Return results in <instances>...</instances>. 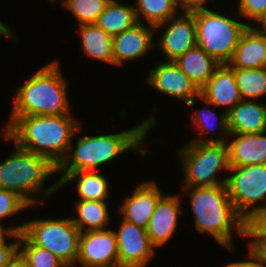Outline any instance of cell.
Wrapping results in <instances>:
<instances>
[{
    "mask_svg": "<svg viewBox=\"0 0 266 267\" xmlns=\"http://www.w3.org/2000/svg\"><path fill=\"white\" fill-rule=\"evenodd\" d=\"M156 111L158 110L153 108L149 117H145L140 124L138 123L127 130L112 134L79 135L76 138L73 136L66 157L57 167V173L98 171V168H103L102 166L114 161L122 153L124 154L130 150L146 158L151 152L148 148L141 146L145 144L144 140L149 137L148 134L151 129L156 128V125H158L155 117Z\"/></svg>",
    "mask_w": 266,
    "mask_h": 267,
    "instance_id": "6da1fadb",
    "label": "cell"
},
{
    "mask_svg": "<svg viewBox=\"0 0 266 267\" xmlns=\"http://www.w3.org/2000/svg\"><path fill=\"white\" fill-rule=\"evenodd\" d=\"M138 23L133 4L110 0L99 16L97 25L112 37Z\"/></svg>",
    "mask_w": 266,
    "mask_h": 267,
    "instance_id": "484cf974",
    "label": "cell"
},
{
    "mask_svg": "<svg viewBox=\"0 0 266 267\" xmlns=\"http://www.w3.org/2000/svg\"><path fill=\"white\" fill-rule=\"evenodd\" d=\"M114 231L119 267H146L156 255L146 229L121 218ZM118 229V230H117Z\"/></svg>",
    "mask_w": 266,
    "mask_h": 267,
    "instance_id": "8fae6325",
    "label": "cell"
},
{
    "mask_svg": "<svg viewBox=\"0 0 266 267\" xmlns=\"http://www.w3.org/2000/svg\"><path fill=\"white\" fill-rule=\"evenodd\" d=\"M7 238H10V240L13 241L10 242ZM19 239L20 233L11 232L2 242H0V267H5L18 252Z\"/></svg>",
    "mask_w": 266,
    "mask_h": 267,
    "instance_id": "836d02e7",
    "label": "cell"
},
{
    "mask_svg": "<svg viewBox=\"0 0 266 267\" xmlns=\"http://www.w3.org/2000/svg\"><path fill=\"white\" fill-rule=\"evenodd\" d=\"M63 7L77 20V26L96 24L110 0H61Z\"/></svg>",
    "mask_w": 266,
    "mask_h": 267,
    "instance_id": "f546056e",
    "label": "cell"
},
{
    "mask_svg": "<svg viewBox=\"0 0 266 267\" xmlns=\"http://www.w3.org/2000/svg\"><path fill=\"white\" fill-rule=\"evenodd\" d=\"M35 209L36 206H30L22 197L17 193L0 188V224L4 225L2 221L7 217L19 214L22 211H29Z\"/></svg>",
    "mask_w": 266,
    "mask_h": 267,
    "instance_id": "4dcf8cb0",
    "label": "cell"
},
{
    "mask_svg": "<svg viewBox=\"0 0 266 267\" xmlns=\"http://www.w3.org/2000/svg\"><path fill=\"white\" fill-rule=\"evenodd\" d=\"M0 19V36L3 38L6 37L7 39H11L12 41L18 42V39L14 32H12V28L10 26H7L5 23H3Z\"/></svg>",
    "mask_w": 266,
    "mask_h": 267,
    "instance_id": "ab89813d",
    "label": "cell"
},
{
    "mask_svg": "<svg viewBox=\"0 0 266 267\" xmlns=\"http://www.w3.org/2000/svg\"><path fill=\"white\" fill-rule=\"evenodd\" d=\"M200 95L217 109L227 113L242 100L233 70L227 64H221L200 90Z\"/></svg>",
    "mask_w": 266,
    "mask_h": 267,
    "instance_id": "e0dca14e",
    "label": "cell"
},
{
    "mask_svg": "<svg viewBox=\"0 0 266 267\" xmlns=\"http://www.w3.org/2000/svg\"><path fill=\"white\" fill-rule=\"evenodd\" d=\"M158 62L159 64L148 70L145 82L157 92L183 101L188 107H194L200 91L174 61Z\"/></svg>",
    "mask_w": 266,
    "mask_h": 267,
    "instance_id": "7c38bea8",
    "label": "cell"
},
{
    "mask_svg": "<svg viewBox=\"0 0 266 267\" xmlns=\"http://www.w3.org/2000/svg\"><path fill=\"white\" fill-rule=\"evenodd\" d=\"M177 153L182 166V187H205L227 183L230 165L226 143L188 141ZM220 172L228 174L219 179Z\"/></svg>",
    "mask_w": 266,
    "mask_h": 267,
    "instance_id": "8992f818",
    "label": "cell"
},
{
    "mask_svg": "<svg viewBox=\"0 0 266 267\" xmlns=\"http://www.w3.org/2000/svg\"><path fill=\"white\" fill-rule=\"evenodd\" d=\"M24 223L23 233L36 246L48 249L68 267L76 266L81 232L71 217L33 218Z\"/></svg>",
    "mask_w": 266,
    "mask_h": 267,
    "instance_id": "ba28073f",
    "label": "cell"
},
{
    "mask_svg": "<svg viewBox=\"0 0 266 267\" xmlns=\"http://www.w3.org/2000/svg\"><path fill=\"white\" fill-rule=\"evenodd\" d=\"M182 197L179 194L163 195L152 214L146 232L156 248L165 247L175 236L180 218L183 214Z\"/></svg>",
    "mask_w": 266,
    "mask_h": 267,
    "instance_id": "2e32d148",
    "label": "cell"
},
{
    "mask_svg": "<svg viewBox=\"0 0 266 267\" xmlns=\"http://www.w3.org/2000/svg\"><path fill=\"white\" fill-rule=\"evenodd\" d=\"M61 65L54 59L27 77L18 86L13 98L6 130L19 116H59L71 114L68 98V82L63 76Z\"/></svg>",
    "mask_w": 266,
    "mask_h": 267,
    "instance_id": "3957f363",
    "label": "cell"
},
{
    "mask_svg": "<svg viewBox=\"0 0 266 267\" xmlns=\"http://www.w3.org/2000/svg\"><path fill=\"white\" fill-rule=\"evenodd\" d=\"M227 65L231 69L266 68V37L248 26L242 33L233 57Z\"/></svg>",
    "mask_w": 266,
    "mask_h": 267,
    "instance_id": "7402d4cb",
    "label": "cell"
},
{
    "mask_svg": "<svg viewBox=\"0 0 266 267\" xmlns=\"http://www.w3.org/2000/svg\"><path fill=\"white\" fill-rule=\"evenodd\" d=\"M18 252L26 260L28 267H68L48 249L36 246L23 232L20 233Z\"/></svg>",
    "mask_w": 266,
    "mask_h": 267,
    "instance_id": "f1b7e54d",
    "label": "cell"
},
{
    "mask_svg": "<svg viewBox=\"0 0 266 267\" xmlns=\"http://www.w3.org/2000/svg\"><path fill=\"white\" fill-rule=\"evenodd\" d=\"M229 134L266 132V101L241 100L228 112Z\"/></svg>",
    "mask_w": 266,
    "mask_h": 267,
    "instance_id": "d6986e66",
    "label": "cell"
},
{
    "mask_svg": "<svg viewBox=\"0 0 266 267\" xmlns=\"http://www.w3.org/2000/svg\"><path fill=\"white\" fill-rule=\"evenodd\" d=\"M246 239H266V206L245 221Z\"/></svg>",
    "mask_w": 266,
    "mask_h": 267,
    "instance_id": "d6a6232c",
    "label": "cell"
},
{
    "mask_svg": "<svg viewBox=\"0 0 266 267\" xmlns=\"http://www.w3.org/2000/svg\"><path fill=\"white\" fill-rule=\"evenodd\" d=\"M57 174H60L57 179L59 190L76 181L74 186L79 200L107 201L111 194V184L105 175L100 174L99 170Z\"/></svg>",
    "mask_w": 266,
    "mask_h": 267,
    "instance_id": "44dd1931",
    "label": "cell"
},
{
    "mask_svg": "<svg viewBox=\"0 0 266 267\" xmlns=\"http://www.w3.org/2000/svg\"><path fill=\"white\" fill-rule=\"evenodd\" d=\"M119 267L117 242L114 231L90 230L80 234L76 266Z\"/></svg>",
    "mask_w": 266,
    "mask_h": 267,
    "instance_id": "4fadbf2b",
    "label": "cell"
},
{
    "mask_svg": "<svg viewBox=\"0 0 266 267\" xmlns=\"http://www.w3.org/2000/svg\"><path fill=\"white\" fill-rule=\"evenodd\" d=\"M243 100H257L266 96V68L232 69Z\"/></svg>",
    "mask_w": 266,
    "mask_h": 267,
    "instance_id": "83f0119b",
    "label": "cell"
},
{
    "mask_svg": "<svg viewBox=\"0 0 266 267\" xmlns=\"http://www.w3.org/2000/svg\"><path fill=\"white\" fill-rule=\"evenodd\" d=\"M74 205L76 213L70 217L81 233L109 228L112 215L107 201L76 200Z\"/></svg>",
    "mask_w": 266,
    "mask_h": 267,
    "instance_id": "d4e9b609",
    "label": "cell"
},
{
    "mask_svg": "<svg viewBox=\"0 0 266 267\" xmlns=\"http://www.w3.org/2000/svg\"><path fill=\"white\" fill-rule=\"evenodd\" d=\"M256 26H255V25ZM259 25V26H258ZM251 27L260 35L266 37V12L258 18Z\"/></svg>",
    "mask_w": 266,
    "mask_h": 267,
    "instance_id": "f35d334b",
    "label": "cell"
},
{
    "mask_svg": "<svg viewBox=\"0 0 266 267\" xmlns=\"http://www.w3.org/2000/svg\"><path fill=\"white\" fill-rule=\"evenodd\" d=\"M237 2L236 13H238L241 20L244 18V22L248 26L253 25L266 12V0H238ZM246 20H250V23L253 22L250 24Z\"/></svg>",
    "mask_w": 266,
    "mask_h": 267,
    "instance_id": "1f68e13d",
    "label": "cell"
},
{
    "mask_svg": "<svg viewBox=\"0 0 266 267\" xmlns=\"http://www.w3.org/2000/svg\"><path fill=\"white\" fill-rule=\"evenodd\" d=\"M248 248L266 264V239H251L247 242Z\"/></svg>",
    "mask_w": 266,
    "mask_h": 267,
    "instance_id": "8d00e7d4",
    "label": "cell"
},
{
    "mask_svg": "<svg viewBox=\"0 0 266 267\" xmlns=\"http://www.w3.org/2000/svg\"><path fill=\"white\" fill-rule=\"evenodd\" d=\"M198 99L200 101L202 100V102L204 101L203 104H205V107H201L199 109L195 108V111H192V113L189 115V119L191 121V125L195 128V131L198 132L197 135L199 134V137H192L193 139L191 138L189 141L200 143H226L227 137H229L228 113L222 110L218 116L214 111L216 107L213 104H211L201 95L198 96ZM214 126L218 128V131L220 130L219 133L221 132L220 135L223 137H220V135L214 137L213 135H211V137L207 135L208 133L210 134L212 130L214 131V129H216ZM213 127L214 129H212Z\"/></svg>",
    "mask_w": 266,
    "mask_h": 267,
    "instance_id": "ffe728a7",
    "label": "cell"
},
{
    "mask_svg": "<svg viewBox=\"0 0 266 267\" xmlns=\"http://www.w3.org/2000/svg\"><path fill=\"white\" fill-rule=\"evenodd\" d=\"M154 28L155 34L164 28L156 47L163 53L165 61H174L197 45L194 13L180 12Z\"/></svg>",
    "mask_w": 266,
    "mask_h": 267,
    "instance_id": "30bf717a",
    "label": "cell"
},
{
    "mask_svg": "<svg viewBox=\"0 0 266 267\" xmlns=\"http://www.w3.org/2000/svg\"><path fill=\"white\" fill-rule=\"evenodd\" d=\"M5 267H28L26 260L17 252Z\"/></svg>",
    "mask_w": 266,
    "mask_h": 267,
    "instance_id": "60d3db41",
    "label": "cell"
},
{
    "mask_svg": "<svg viewBox=\"0 0 266 267\" xmlns=\"http://www.w3.org/2000/svg\"><path fill=\"white\" fill-rule=\"evenodd\" d=\"M174 63L200 91L221 65L199 46H195L174 60Z\"/></svg>",
    "mask_w": 266,
    "mask_h": 267,
    "instance_id": "603a6c76",
    "label": "cell"
},
{
    "mask_svg": "<svg viewBox=\"0 0 266 267\" xmlns=\"http://www.w3.org/2000/svg\"><path fill=\"white\" fill-rule=\"evenodd\" d=\"M226 144L230 167L266 164V132L229 134Z\"/></svg>",
    "mask_w": 266,
    "mask_h": 267,
    "instance_id": "ac0fdd59",
    "label": "cell"
},
{
    "mask_svg": "<svg viewBox=\"0 0 266 267\" xmlns=\"http://www.w3.org/2000/svg\"><path fill=\"white\" fill-rule=\"evenodd\" d=\"M156 37L154 26L141 22L113 36V66L123 67L148 56L146 54L155 49Z\"/></svg>",
    "mask_w": 266,
    "mask_h": 267,
    "instance_id": "5bb4252c",
    "label": "cell"
},
{
    "mask_svg": "<svg viewBox=\"0 0 266 267\" xmlns=\"http://www.w3.org/2000/svg\"><path fill=\"white\" fill-rule=\"evenodd\" d=\"M187 194L192 218L199 234H208L220 244L233 251V238L237 233L245 238V220L236 212L226 184L205 187H183Z\"/></svg>",
    "mask_w": 266,
    "mask_h": 267,
    "instance_id": "277c9868",
    "label": "cell"
},
{
    "mask_svg": "<svg viewBox=\"0 0 266 267\" xmlns=\"http://www.w3.org/2000/svg\"><path fill=\"white\" fill-rule=\"evenodd\" d=\"M248 259L242 261H231L229 263L223 264V267H266V264L263 263L251 250H247Z\"/></svg>",
    "mask_w": 266,
    "mask_h": 267,
    "instance_id": "e575fe53",
    "label": "cell"
},
{
    "mask_svg": "<svg viewBox=\"0 0 266 267\" xmlns=\"http://www.w3.org/2000/svg\"><path fill=\"white\" fill-rule=\"evenodd\" d=\"M154 180L142 181L126 195L116 211L123 220L147 228L159 199L164 195Z\"/></svg>",
    "mask_w": 266,
    "mask_h": 267,
    "instance_id": "9a60e30c",
    "label": "cell"
},
{
    "mask_svg": "<svg viewBox=\"0 0 266 267\" xmlns=\"http://www.w3.org/2000/svg\"><path fill=\"white\" fill-rule=\"evenodd\" d=\"M208 0H178L180 12L193 13L198 10L212 9L207 7Z\"/></svg>",
    "mask_w": 266,
    "mask_h": 267,
    "instance_id": "d590c367",
    "label": "cell"
},
{
    "mask_svg": "<svg viewBox=\"0 0 266 267\" xmlns=\"http://www.w3.org/2000/svg\"><path fill=\"white\" fill-rule=\"evenodd\" d=\"M25 223L14 226H5L0 224V242H2L11 232L22 233Z\"/></svg>",
    "mask_w": 266,
    "mask_h": 267,
    "instance_id": "74e56055",
    "label": "cell"
},
{
    "mask_svg": "<svg viewBox=\"0 0 266 267\" xmlns=\"http://www.w3.org/2000/svg\"><path fill=\"white\" fill-rule=\"evenodd\" d=\"M81 50L84 55L95 61L113 65L112 36L97 24L77 26Z\"/></svg>",
    "mask_w": 266,
    "mask_h": 267,
    "instance_id": "cb8c5ba5",
    "label": "cell"
},
{
    "mask_svg": "<svg viewBox=\"0 0 266 267\" xmlns=\"http://www.w3.org/2000/svg\"><path fill=\"white\" fill-rule=\"evenodd\" d=\"M59 0H49L51 4L57 3Z\"/></svg>",
    "mask_w": 266,
    "mask_h": 267,
    "instance_id": "b9f144b4",
    "label": "cell"
},
{
    "mask_svg": "<svg viewBox=\"0 0 266 267\" xmlns=\"http://www.w3.org/2000/svg\"><path fill=\"white\" fill-rule=\"evenodd\" d=\"M13 146L11 154L0 162V188L17 193L30 206L38 208L59 191L57 180L44 186L52 175H57V167L43 156L21 149L15 143Z\"/></svg>",
    "mask_w": 266,
    "mask_h": 267,
    "instance_id": "5b68a950",
    "label": "cell"
},
{
    "mask_svg": "<svg viewBox=\"0 0 266 267\" xmlns=\"http://www.w3.org/2000/svg\"><path fill=\"white\" fill-rule=\"evenodd\" d=\"M81 125V121L72 114L19 116L0 135L7 142L43 156L58 167L69 151L73 136L80 134Z\"/></svg>",
    "mask_w": 266,
    "mask_h": 267,
    "instance_id": "7a4b0ae2",
    "label": "cell"
},
{
    "mask_svg": "<svg viewBox=\"0 0 266 267\" xmlns=\"http://www.w3.org/2000/svg\"><path fill=\"white\" fill-rule=\"evenodd\" d=\"M229 173L226 183L229 197L246 221L266 206V164L230 167Z\"/></svg>",
    "mask_w": 266,
    "mask_h": 267,
    "instance_id": "9c48e42d",
    "label": "cell"
},
{
    "mask_svg": "<svg viewBox=\"0 0 266 267\" xmlns=\"http://www.w3.org/2000/svg\"><path fill=\"white\" fill-rule=\"evenodd\" d=\"M196 22L197 46L220 64H227L233 57L242 33L248 25L218 10L205 9L193 12Z\"/></svg>",
    "mask_w": 266,
    "mask_h": 267,
    "instance_id": "52a82bcc",
    "label": "cell"
},
{
    "mask_svg": "<svg viewBox=\"0 0 266 267\" xmlns=\"http://www.w3.org/2000/svg\"><path fill=\"white\" fill-rule=\"evenodd\" d=\"M133 7L138 22L156 26L180 13L178 0H135ZM144 18V19H143Z\"/></svg>",
    "mask_w": 266,
    "mask_h": 267,
    "instance_id": "4316f807",
    "label": "cell"
}]
</instances>
